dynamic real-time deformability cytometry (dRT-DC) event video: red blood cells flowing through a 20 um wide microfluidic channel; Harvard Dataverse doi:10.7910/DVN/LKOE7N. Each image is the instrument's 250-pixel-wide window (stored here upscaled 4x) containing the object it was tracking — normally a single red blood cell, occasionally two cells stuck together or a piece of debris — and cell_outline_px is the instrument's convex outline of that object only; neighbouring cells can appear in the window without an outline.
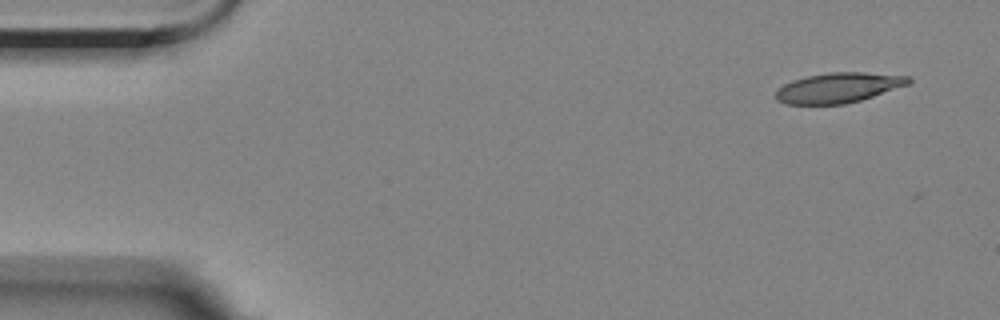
{"species": "Egyptian fruit bat (a non-hibernating species)", "species_latin": "Rousettus aegyptiacus", "temperature_condition": "room temperature", "stored_images_in_passage": 53, "camera_frame_rate_fps": 3000, "um_per_image_px": 0.085, "animal": {"sex": "female"}, "frame": {"image": 1, "passage_image": 1, "time_ms": 0.0, "image_size_px": [1000, 320], "cell_outline_px": [[912, 80], [908, 84], [860, 100], [844, 104], [784, 104], [776, 100], [776, 92], [784, 84], [792, 80], [804, 76], [828, 72], [864, 72], [908, 76]], "centroid_in_image_um": [71.22, 7.45], "position_along_channel_um": 13.8, "area_um2": 23.12}}
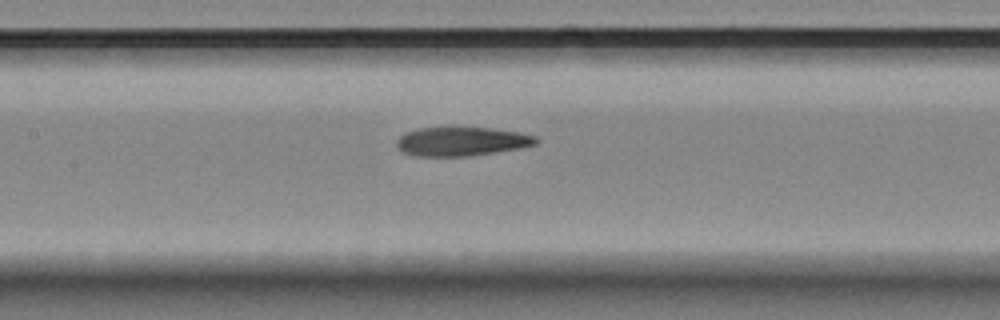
{"frame": {"image": 2, "passage_image": 23, "time_ms": 7.333, "image_size_px": [1000, 320], "cell_outline_px": [[540, 140], [536, 144], [520, 148], [468, 156], [416, 156], [404, 152], [396, 148], [396, 140], [400, 136], [416, 128], [492, 128], [520, 132], [536, 136]], "centroid_in_image_um": [39.25, 12.02], "position_along_channel_um": 168.2, "area_um2": 23.41}}
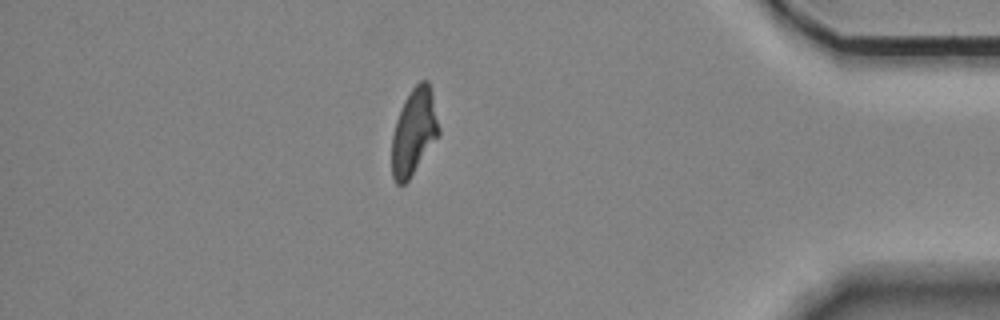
{"frame": {"image": 3, "passage_image": 46, "time_ms": 15.0, "image_size_px": [1000, 320], "cell_outline_px": [[440, 132], [408, 180], [404, 184], [396, 184], [392, 176], [392, 136], [396, 120], [404, 100], [412, 88], [420, 80], [428, 80], [432, 92], [440, 128]], "centroid_in_image_um": [35.18, 11.17], "position_along_channel_um": 400.0, "area_um2": 23.35}, "authors_computed_cell_mechanics": {"area_um2": 24.276, "velocity_mm_per_s": 3.5176, "shape_relaxation_time_tau1_ms": null, "shape_relaxation_time_tau2_ms": 4.8181, "deformation_change_tau1": null, "deformation_change_tau2": 0.1434}}